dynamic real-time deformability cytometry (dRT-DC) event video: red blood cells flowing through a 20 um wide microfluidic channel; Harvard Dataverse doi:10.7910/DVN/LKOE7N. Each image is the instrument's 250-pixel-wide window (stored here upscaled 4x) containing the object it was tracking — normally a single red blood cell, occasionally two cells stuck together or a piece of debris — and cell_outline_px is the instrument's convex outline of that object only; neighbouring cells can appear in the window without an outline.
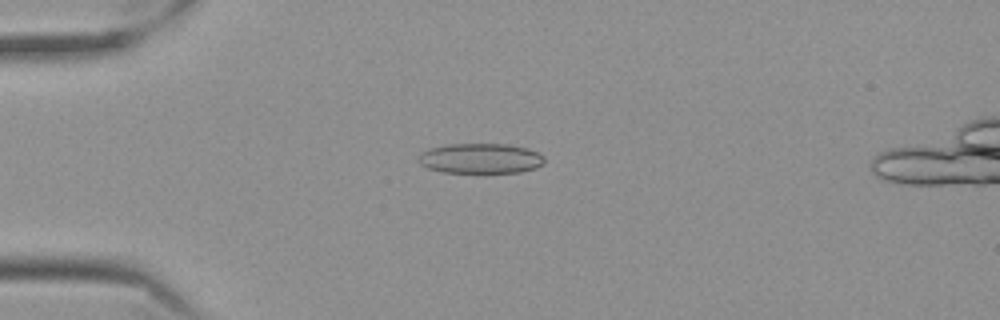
{"species": "Egyptian fruit bat (a non-hibernating species)", "species_latin": "Rousettus aegyptiacus", "temperature_condition": "cold", "stored_images_in_passage": 50, "camera_frame_rate_fps": 3000, "um_per_image_px": 0.085, "frame": {"image": 1, "passage_image": 6, "time_ms": 1.667, "image_size_px": [1000, 320], "cell_outline_px": [[544, 164], [536, 168], [520, 172], [444, 172], [428, 168], [420, 164], [416, 160], [420, 152], [432, 148], [448, 144], [504, 144], [528, 148], [544, 156]], "centroid_in_image_um": [40.83, 13.46], "position_along_channel_um": 44.2, "area_um2": 22.08}}
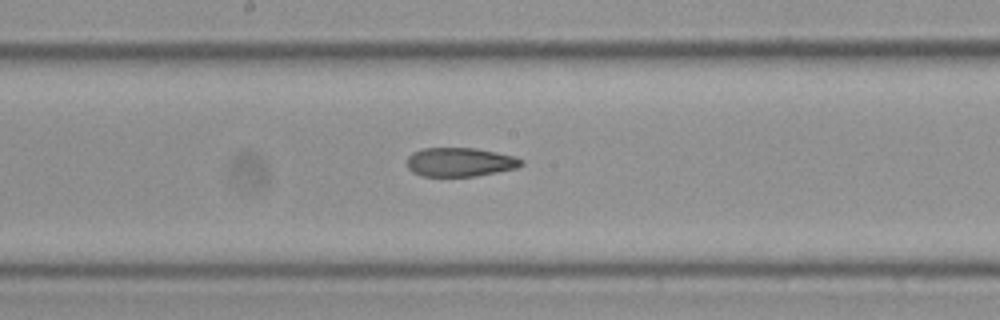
{"frame": {"image": 2, "passage_image": 22, "time_ms": 7.0, "image_size_px": [1000, 320], "cell_outline_px": [[524, 164], [516, 168], [476, 176], [424, 176], [412, 172], [408, 168], [408, 156], [412, 152], [424, 148], [476, 148], [516, 156], [524, 160]], "centroid_in_image_um": [39.12, 13.77], "position_along_channel_um": 209.1, "area_um2": 19.31}}
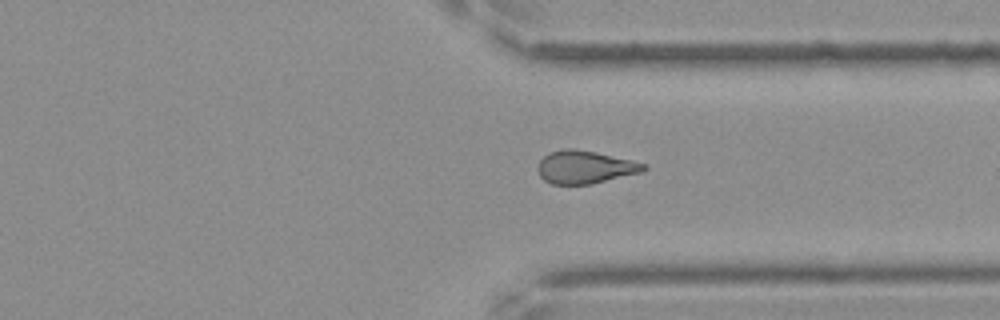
{"frame": {"image": 3, "passage_image": 35, "time_ms": 11.333, "image_size_px": [1000, 320], "cell_outline_px": [[648, 168], [640, 172], [592, 184], [552, 184], [544, 180], [540, 176], [536, 168], [540, 160], [548, 152], [564, 148], [572, 148], [596, 152], [632, 160], [644, 164]], "centroid_in_image_um": [49.67, 14.2], "position_along_channel_um": 361.7, "area_um2": 20.29}}